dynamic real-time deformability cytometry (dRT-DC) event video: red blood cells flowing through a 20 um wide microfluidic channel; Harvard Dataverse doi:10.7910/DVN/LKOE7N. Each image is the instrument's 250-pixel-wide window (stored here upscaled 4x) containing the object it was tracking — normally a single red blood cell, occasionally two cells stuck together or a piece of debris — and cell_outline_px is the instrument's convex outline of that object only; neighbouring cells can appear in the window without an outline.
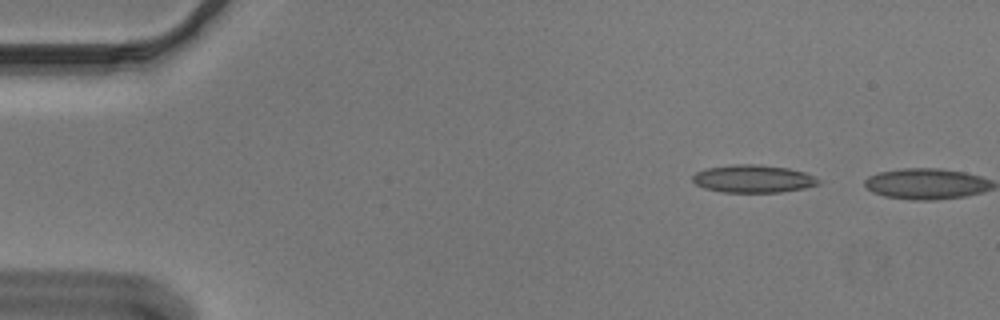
{"species": "Egyptian fruit bat (a non-hibernating species)", "species_latin": "Rousettus aegyptiacus", "temperature_condition": "cold", "stored_images_in_passage": 2, "camera_frame_rate_fps": 3000, "um_per_image_px": 0.085, "animal": {"sex": "male"}, "frame": {"image": 1, "passage_image": 1, "time_ms": 0.0, "image_size_px": [1000, 320], "cell_outline_px": [[820, 184], [804, 188], [780, 192], [724, 192], [704, 188], [696, 184], [692, 180], [692, 176], [696, 172], [704, 168], [736, 164], [760, 164], [788, 168], [804, 172], [820, 180]], "centroid_in_image_um": [64.0, 15.19], "position_along_channel_um": 21.0, "area_um2": 20.35}}